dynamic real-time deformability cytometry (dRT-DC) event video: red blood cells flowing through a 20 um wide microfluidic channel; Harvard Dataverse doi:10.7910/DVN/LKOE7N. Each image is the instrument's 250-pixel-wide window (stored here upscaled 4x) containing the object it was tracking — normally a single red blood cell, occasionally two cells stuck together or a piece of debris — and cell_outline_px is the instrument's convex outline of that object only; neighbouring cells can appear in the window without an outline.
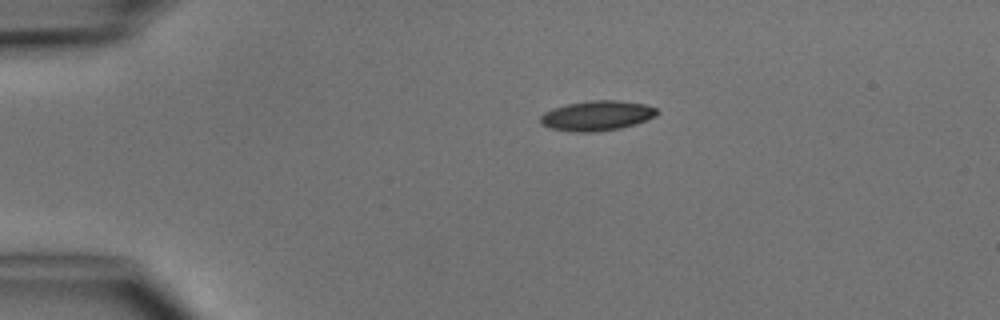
{"species": "common noctule bat (a hibernating species)", "species_latin": "Nyctalus noctula", "temperature_condition": "cold", "stored_images_in_passage": 2, "camera_frame_rate_fps": 3000, "um_per_image_px": 0.085, "animal": {"sex": "male", "body_mass_g": 15.6}, "frame": {"image": 1, "passage_image": 1, "time_ms": 0.0, "image_size_px": [1000, 320], "cell_outline_px": [[660, 112], [656, 116], [648, 120], [636, 124], [620, 128], [592, 132], [576, 132], [548, 128], [540, 124], [540, 116], [544, 112], [552, 108], [568, 104], [592, 100], [620, 100], [644, 104], [656, 108]], "centroid_in_image_um": [50.74, 9.83], "position_along_channel_um": 34.3, "area_um2": 20.52}}